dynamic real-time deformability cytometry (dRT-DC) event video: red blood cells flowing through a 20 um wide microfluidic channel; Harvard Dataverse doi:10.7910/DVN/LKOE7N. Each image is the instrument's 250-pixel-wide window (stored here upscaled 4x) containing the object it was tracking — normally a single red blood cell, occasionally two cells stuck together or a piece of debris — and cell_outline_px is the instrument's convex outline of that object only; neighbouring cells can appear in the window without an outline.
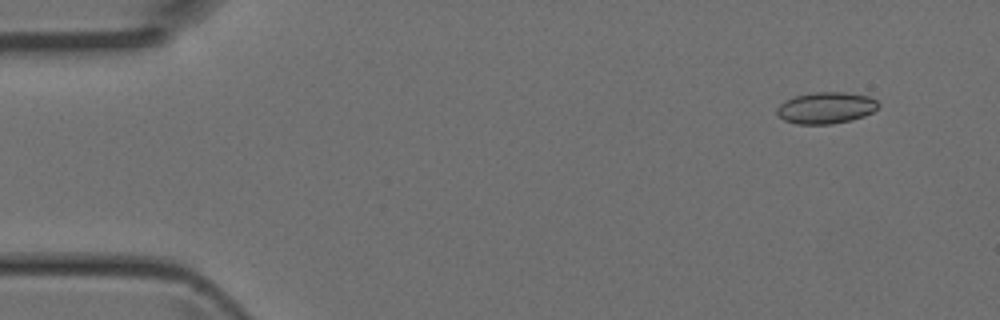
{"species": "Egyptian fruit bat (a non-hibernating species)", "species_latin": "Rousettus aegyptiacus", "temperature_condition": "room temperature", "stored_images_in_passage": 6, "camera_frame_rate_fps": 3000, "um_per_image_px": 0.085, "animal": {"sex": "female"}, "frame": {"image": 1, "passage_image": 1, "time_ms": 0.0, "image_size_px": [1000, 320], "cell_outline_px": [[880, 104], [872, 112], [864, 116], [852, 120], [832, 124], [796, 124], [784, 120], [776, 112], [776, 108], [784, 100], [796, 96], [812, 92], [844, 92], [868, 96], [876, 100]], "centroid_in_image_um": [70.2, 9.17], "position_along_channel_um": 14.8, "area_um2": 18.67}}
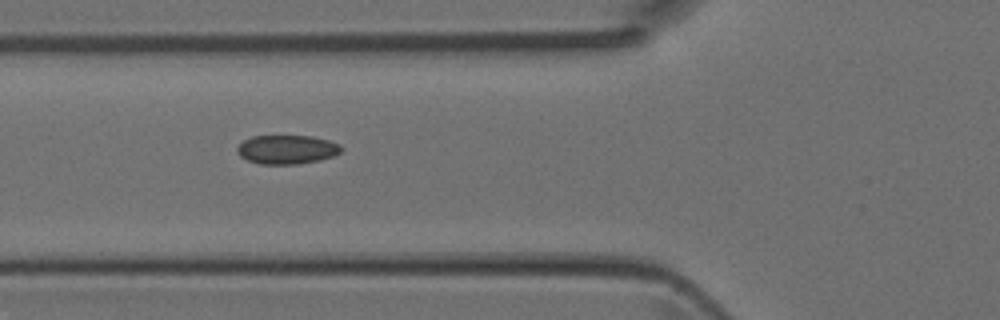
{"frame": {"image": 2, "passage_image": 5, "time_ms": 1.333, "image_size_px": [1000, 320], "cell_outline_px": [[344, 148], [340, 152], [332, 156], [320, 160], [296, 164], [260, 164], [248, 160], [240, 156], [236, 152], [236, 148], [244, 140], [252, 136], [312, 136], [328, 140], [340, 144]], "centroid_in_image_um": [24.39, 12.7], "position_along_channel_um": 101.4, "area_um2": 17.57}}
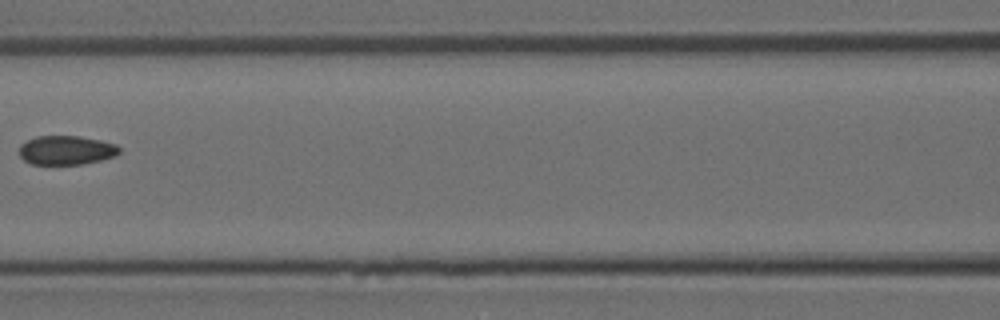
{"frame": {"image": 3, "passage_image": 6, "time_ms": 1.667, "image_size_px": [1000, 320], "cell_outline_px": [[120, 152], [116, 156], [84, 164], [32, 164], [24, 160], [20, 156], [20, 144], [36, 136], [80, 136], [100, 140], [116, 144], [120, 148]], "centroid_in_image_um": [5.65, 12.76], "position_along_channel_um": 161.0, "area_um2": 16.99}}